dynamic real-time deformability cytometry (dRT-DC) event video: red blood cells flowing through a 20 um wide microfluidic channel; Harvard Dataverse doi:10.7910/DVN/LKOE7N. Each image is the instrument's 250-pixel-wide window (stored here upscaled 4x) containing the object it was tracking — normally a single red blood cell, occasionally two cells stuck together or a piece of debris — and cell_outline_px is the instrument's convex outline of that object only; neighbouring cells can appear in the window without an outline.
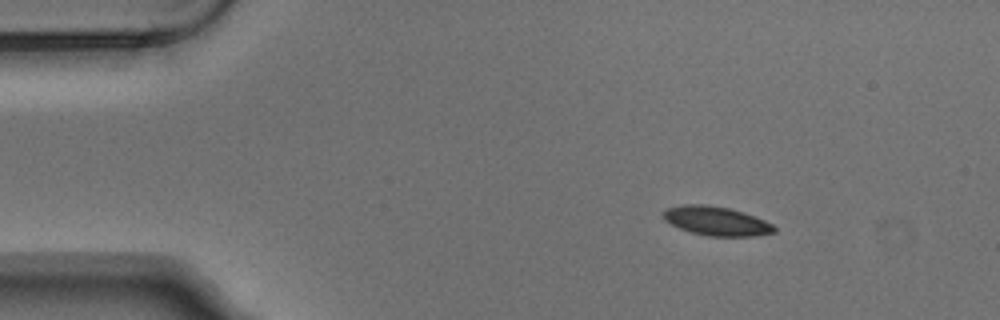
{"species": "Egyptian fruit bat (a non-hibernating species)", "species_latin": "Rousettus aegyptiacus", "temperature_condition": "warm", "stored_images_in_passage": 3, "camera_frame_rate_fps": 3000, "um_per_image_px": 0.085, "animal": {"sex": "male"}, "frame": {"image": 1, "passage_image": 1, "time_ms": 0.0, "image_size_px": [1000, 320], "cell_outline_px": [[776, 232], [752, 236], [708, 236], [692, 232], [680, 228], [664, 220], [660, 212], [668, 208], [680, 204], [708, 204], [728, 208], [744, 212], [764, 220], [772, 224], [776, 228]], "centroid_in_image_um": [60.86, 18.77], "position_along_channel_um": 24.1, "area_um2": 18.84}}